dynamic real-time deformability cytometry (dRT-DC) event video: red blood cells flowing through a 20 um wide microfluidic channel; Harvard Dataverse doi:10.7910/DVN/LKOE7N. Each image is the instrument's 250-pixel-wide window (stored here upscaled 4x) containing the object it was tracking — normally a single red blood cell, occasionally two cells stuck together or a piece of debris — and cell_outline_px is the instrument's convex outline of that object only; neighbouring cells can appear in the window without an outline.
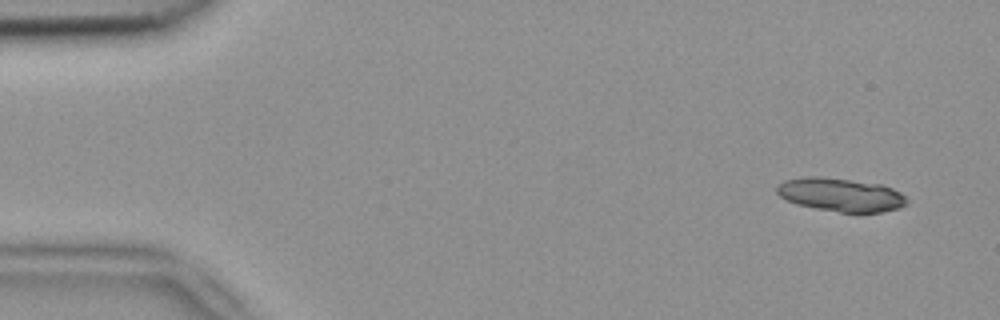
{"species": "common noctule bat (a hibernating species)", "species_latin": "Nyctalus noctula", "temperature_condition": "room temperature", "stored_images_in_passage": 5, "camera_frame_rate_fps": 3000, "um_per_image_px": 0.085, "animal": {"sex": "female", "body_mass_g": 18.4}, "frame": {"image": 1, "passage_image": 1, "time_ms": 0.0, "image_size_px": [1000, 320], "cell_outline_px": [[908, 204], [900, 208], [880, 212], [840, 212], [816, 208], [796, 204], [780, 196], [776, 192], [776, 188], [784, 180], [804, 176], [820, 176], [880, 184], [892, 188], [900, 192], [908, 200]], "centroid_in_image_um": [71.47, 16.55], "position_along_channel_um": 13.5, "area_um2": 25.26}}
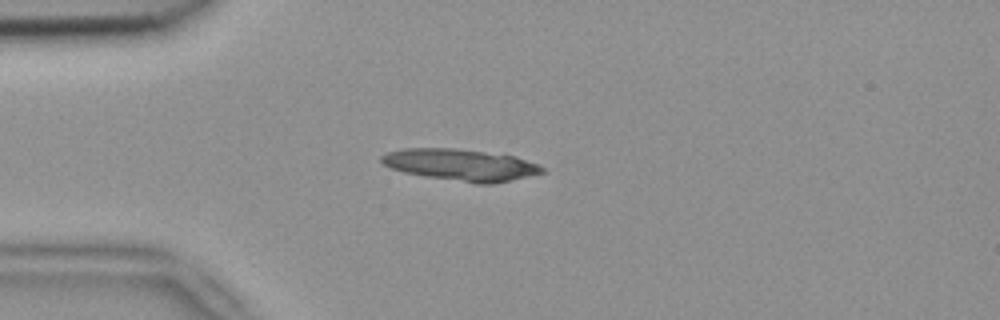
{"frame": {"image": 2, "passage_image": 4, "time_ms": 1.0, "image_size_px": [1000, 320], "cell_outline_px": [[544, 172], [492, 184], [476, 184], [424, 176], [404, 172], [392, 168], [384, 164], [380, 160], [380, 156], [388, 152], [404, 148], [452, 148], [516, 156], [540, 164], [544, 168]], "centroid_in_image_um": [39.16, 14.01], "position_along_channel_um": 45.8, "area_um2": 29.54}}